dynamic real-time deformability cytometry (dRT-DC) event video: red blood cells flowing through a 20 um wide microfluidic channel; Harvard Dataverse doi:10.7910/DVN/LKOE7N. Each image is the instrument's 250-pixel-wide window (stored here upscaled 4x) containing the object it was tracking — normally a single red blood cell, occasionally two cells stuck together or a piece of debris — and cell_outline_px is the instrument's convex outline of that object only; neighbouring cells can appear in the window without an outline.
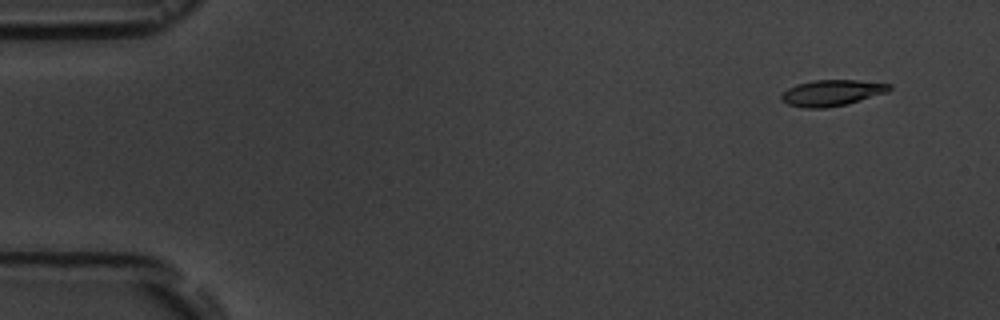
{"species": "common noctule bat (a hibernating species)", "species_latin": "Nyctalus noctula", "temperature_condition": "room temperature", "stored_images_in_passage": 8, "camera_frame_rate_fps": 3000, "um_per_image_px": 0.085, "animal": {"sex": "male", "body_mass_g": 19.5, "forearm_length_mm": 54.6}, "frame": {"image": 1, "passage_image": 2, "time_ms": 1.333, "image_size_px": [1000, 320], "cell_outline_px": [[892, 88], [888, 92], [848, 104], [824, 108], [804, 108], [788, 104], [780, 100], [780, 96], [788, 88], [796, 84], [812, 80], [856, 80], [892, 84]], "centroid_in_image_um": [70.71, 7.89], "position_along_channel_um": 14.3, "area_um2": 16.53}}
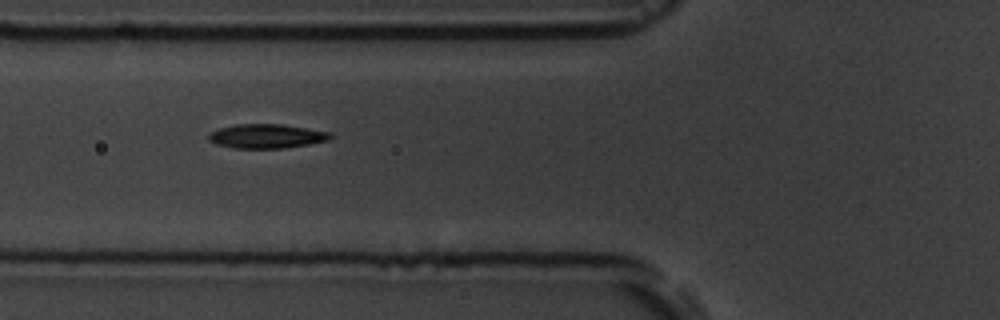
{"frame": {"image": 2, "passage_image": 7, "time_ms": 7.0, "image_size_px": [1000, 320], "cell_outline_px": [[336, 136], [328, 140], [308, 144], [284, 148], [232, 148], [216, 144], [208, 140], [208, 136], [212, 132], [220, 128], [236, 124], [280, 124], [328, 132]], "centroid_in_image_um": [22.65, 11.58], "position_along_channel_um": 103.2, "area_um2": 16.99}}
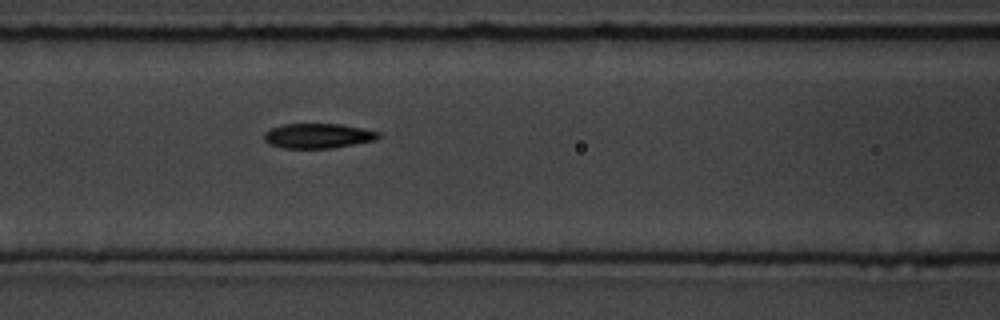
{"frame": {"image": 3, "passage_image": 8, "time_ms": 8.0, "image_size_px": [1000, 320], "cell_outline_px": [[380, 136], [376, 140], [332, 148], [284, 148], [268, 144], [264, 140], [264, 132], [272, 128], [284, 124], [340, 124], [380, 132]], "centroid_in_image_um": [27.01, 11.55], "position_along_channel_um": 139.6, "area_um2": 16.47}}